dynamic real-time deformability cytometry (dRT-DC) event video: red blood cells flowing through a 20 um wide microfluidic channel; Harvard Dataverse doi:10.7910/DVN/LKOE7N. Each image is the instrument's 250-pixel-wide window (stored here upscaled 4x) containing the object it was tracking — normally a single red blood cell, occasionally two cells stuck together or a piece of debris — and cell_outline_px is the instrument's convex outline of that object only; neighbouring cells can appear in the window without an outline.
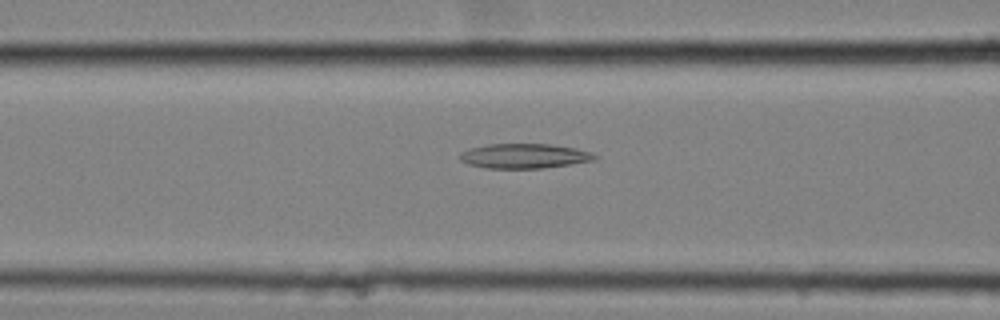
{"species": "common noctule bat (a hibernating species)", "species_latin": "Nyctalus noctula", "temperature_condition": "cold", "stored_images_in_passage": 42, "camera_frame_rate_fps": 3000, "um_per_image_px": 0.085, "animal": {"sex": "female", "body_mass_g": 25.1}, "frame": {"image": 1, "passage_image": 9, "time_ms": 2.667, "image_size_px": [1000, 320], "cell_outline_px": [[600, 156], [596, 160], [540, 168], [484, 168], [468, 164], [460, 160], [460, 152], [472, 148], [488, 144], [548, 144], [576, 148], [592, 152]], "centroid_in_image_um": [44.59, 13.26], "position_along_channel_um": 122.0, "area_um2": 19.36}}
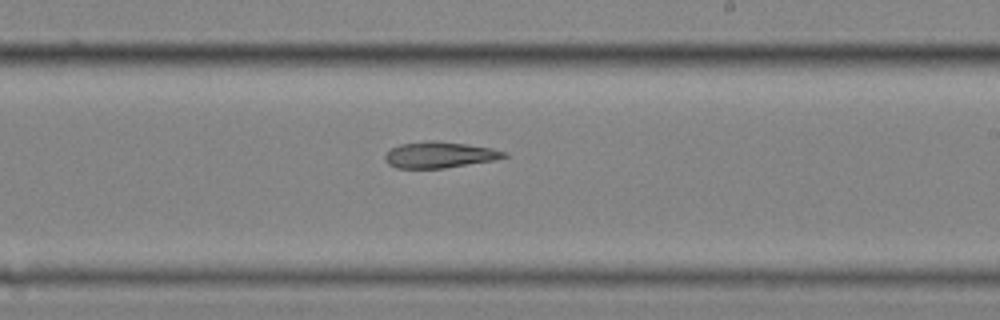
{"frame": {"image": 2, "passage_image": 20, "time_ms": 6.333, "image_size_px": [1000, 320], "cell_outline_px": [[508, 156], [496, 160], [444, 168], [396, 168], [388, 164], [384, 160], [384, 156], [392, 148], [400, 144], [428, 140], [432, 140], [468, 144], [492, 148], [508, 152]], "centroid_in_image_um": [37.38, 13.16], "position_along_channel_um": 251.6, "area_um2": 18.26}}
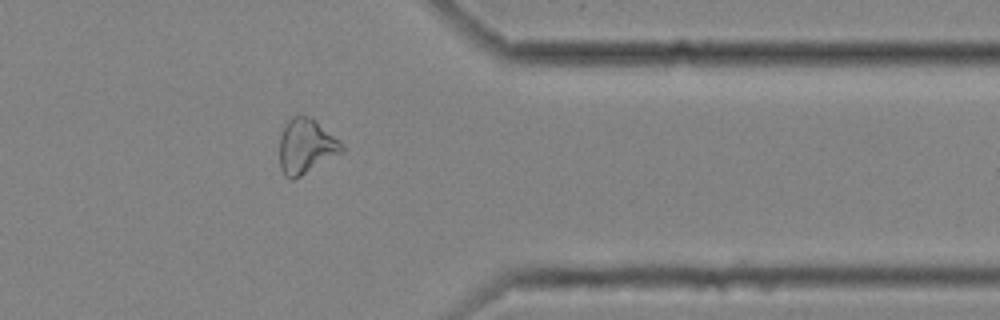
{"frame": {"image": 3, "passage_image": 32, "time_ms": 10.333, "image_size_px": [1000, 320], "cell_outline_px": [[344, 152], [300, 176], [292, 180], [284, 176], [280, 168], [280, 136], [284, 124], [292, 116], [312, 116], [344, 148]], "centroid_in_image_um": [25.97, 12.44], "position_along_channel_um": 385.4, "area_um2": 19.71}}